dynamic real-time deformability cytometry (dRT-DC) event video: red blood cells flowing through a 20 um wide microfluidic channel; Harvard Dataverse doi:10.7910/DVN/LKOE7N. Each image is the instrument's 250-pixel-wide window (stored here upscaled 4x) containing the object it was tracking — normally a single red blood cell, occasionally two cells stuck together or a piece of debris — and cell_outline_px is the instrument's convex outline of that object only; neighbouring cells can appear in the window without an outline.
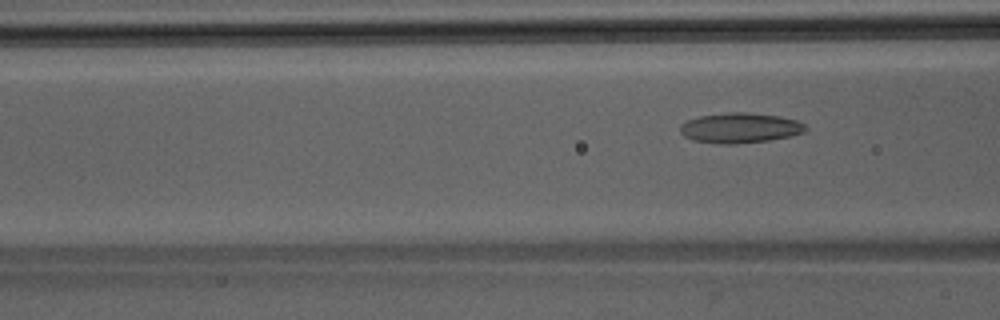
{"species": "Egyptian fruit bat (a non-hibernating species)", "species_latin": "Rousettus aegyptiacus", "temperature_condition": "room temperature", "stored_images_in_passage": 6, "camera_frame_rate_fps": 3000, "um_per_image_px": 0.085, "animal": {"sex": "male"}, "frame": {"image": 1, "passage_image": 6, "time_ms": 1.667, "image_size_px": [1000, 320], "cell_outline_px": [[808, 128], [804, 132], [788, 136], [768, 140], [732, 144], [720, 144], [692, 140], [684, 136], [680, 132], [680, 124], [688, 120], [700, 116], [728, 112], [744, 112], [780, 116], [796, 120], [804, 124]], "centroid_in_image_um": [62.88, 10.87], "position_along_channel_um": 103.7, "area_um2": 21.91}}